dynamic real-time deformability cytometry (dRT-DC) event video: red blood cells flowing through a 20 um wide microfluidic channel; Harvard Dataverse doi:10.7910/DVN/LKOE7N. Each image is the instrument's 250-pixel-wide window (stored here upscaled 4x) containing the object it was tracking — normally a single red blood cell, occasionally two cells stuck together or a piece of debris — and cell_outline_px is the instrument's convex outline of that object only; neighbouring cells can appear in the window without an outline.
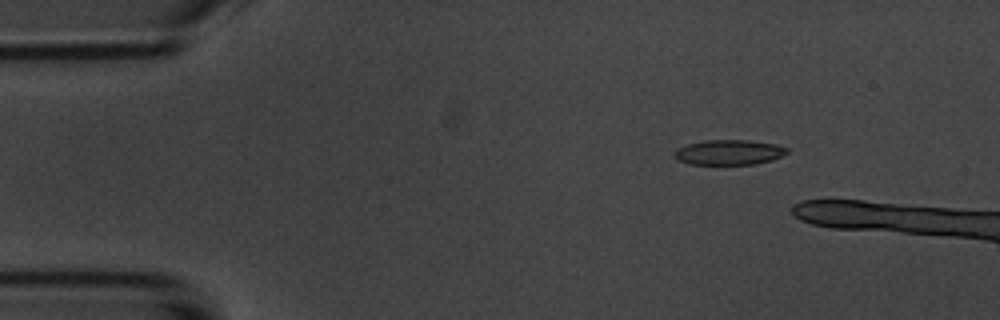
{"species": "common noctule bat (a hibernating species)", "species_latin": "Nyctalus noctula", "temperature_condition": "room temperature", "stored_images_in_passage": 5, "camera_frame_rate_fps": 3000, "um_per_image_px": 0.085, "animal": {"sex": "male", "body_mass_g": 20.1, "forearm_length_mm": 53.5}, "frame": {"image": 1, "passage_image": 3, "time_ms": 2.333, "image_size_px": [1000, 320], "cell_outline_px": [[788, 152], [772, 160], [756, 164], [688, 164], [676, 160], [672, 152], [676, 148], [688, 144], [708, 140], [748, 140], [776, 144], [788, 148]], "centroid_in_image_um": [61.92, 12.95], "position_along_channel_um": 23.1, "area_um2": 16.53}}